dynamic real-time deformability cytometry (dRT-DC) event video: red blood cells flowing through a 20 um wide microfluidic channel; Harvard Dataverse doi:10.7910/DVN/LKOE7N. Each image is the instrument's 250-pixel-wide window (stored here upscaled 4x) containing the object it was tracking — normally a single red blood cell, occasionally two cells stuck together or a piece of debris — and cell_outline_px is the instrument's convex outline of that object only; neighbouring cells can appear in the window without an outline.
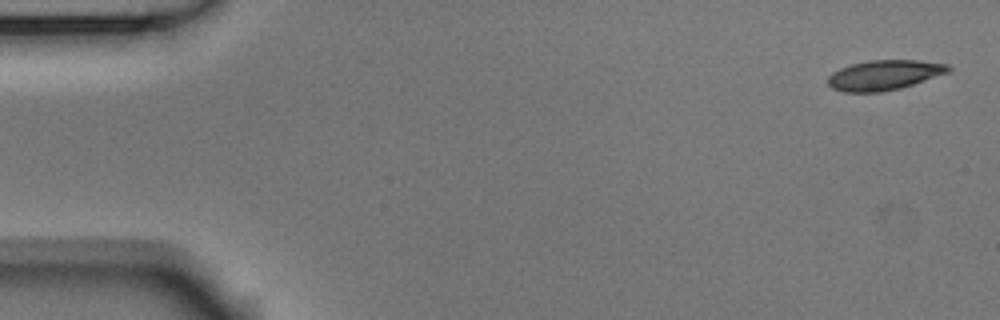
{"species": "Egyptian fruit bat (a non-hibernating species)", "species_latin": "Rousettus aegyptiacus", "temperature_condition": "room temperature", "stored_images_in_passage": 5, "camera_frame_rate_fps": 3000, "um_per_image_px": 0.085, "animal": {"sex": "male"}, "frame": {"image": 1, "passage_image": 1, "time_ms": 0.0, "image_size_px": [1000, 320], "cell_outline_px": [[952, 68], [948, 72], [900, 88], [880, 92], [844, 92], [832, 88], [828, 84], [828, 76], [832, 72], [840, 68], [852, 64], [868, 60], [916, 60], [948, 64]], "centroid_in_image_um": [75.12, 6.37], "position_along_channel_um": 9.9, "area_um2": 20.87}}
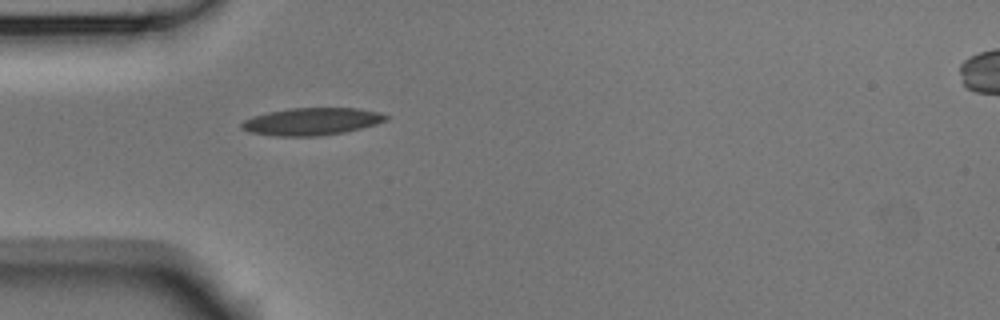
{"frame": {"image": 2, "passage_image": 5, "time_ms": 1.333, "image_size_px": [1000, 320], "cell_outline_px": [[392, 116], [388, 120], [376, 124], [344, 132], [320, 136], [276, 136], [248, 132], [240, 128], [240, 124], [244, 120], [252, 116], [268, 112], [292, 108], [360, 108], [380, 112]], "centroid_in_image_um": [26.52, 10.32], "position_along_channel_um": 58.5, "area_um2": 23.24}}